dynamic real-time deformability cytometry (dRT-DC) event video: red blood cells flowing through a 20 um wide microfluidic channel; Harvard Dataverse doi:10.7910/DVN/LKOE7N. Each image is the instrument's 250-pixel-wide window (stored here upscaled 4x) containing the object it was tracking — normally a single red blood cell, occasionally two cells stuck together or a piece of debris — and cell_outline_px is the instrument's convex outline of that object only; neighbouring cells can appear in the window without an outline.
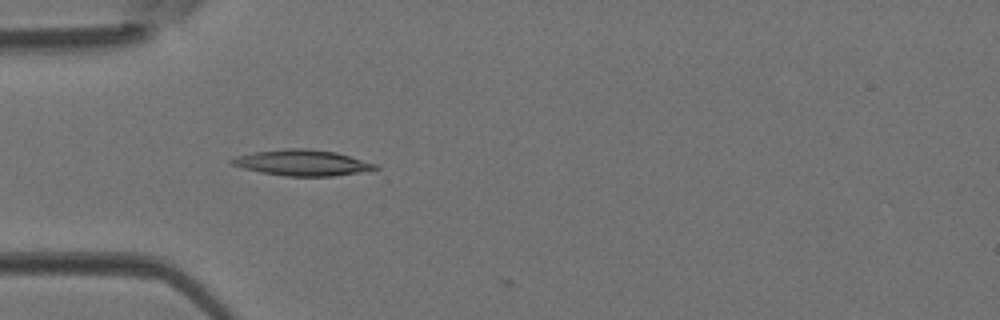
{"species": "Egyptian fruit bat (a non-hibernating species)", "species_latin": "Rousettus aegyptiacus", "temperature_condition": "room temperature", "stored_images_in_passage": 2, "camera_frame_rate_fps": 3000, "um_per_image_px": 0.085, "animal": {"sex": "female"}, "frame": {"image": 1, "passage_image": 1, "time_ms": 0.0, "image_size_px": [1000, 320], "cell_outline_px": [[380, 168], [332, 176], [284, 176], [260, 172], [244, 168], [232, 164], [228, 160], [236, 156], [256, 152], [284, 148], [304, 148], [336, 152], [376, 164]], "centroid_in_image_um": [25.65, 13.83], "position_along_channel_um": 59.4, "area_um2": 21.33}}